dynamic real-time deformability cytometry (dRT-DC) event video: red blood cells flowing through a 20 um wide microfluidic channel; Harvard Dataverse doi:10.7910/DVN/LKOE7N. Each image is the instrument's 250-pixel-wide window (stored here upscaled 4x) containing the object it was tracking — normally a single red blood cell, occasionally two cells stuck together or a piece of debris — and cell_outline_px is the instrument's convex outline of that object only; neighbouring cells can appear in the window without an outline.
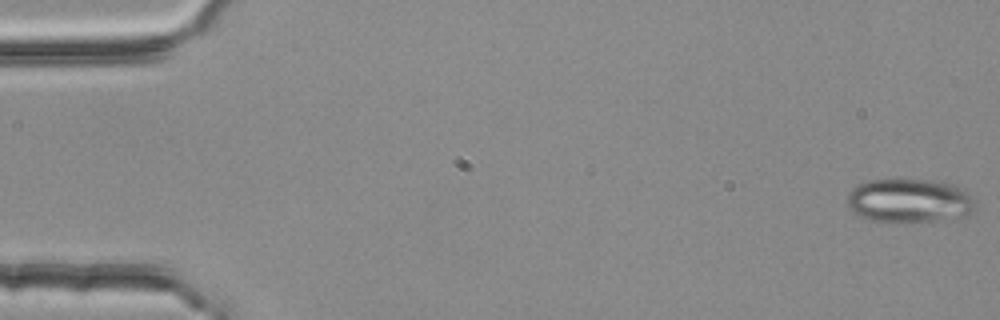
{"species": "common noctule bat (a hibernating species)", "species_latin": "Nyctalus noctula", "temperature_condition": "room temperature", "stored_images_in_passage": 5, "camera_frame_rate_fps": 3000, "um_per_image_px": 0.085, "animal": {"sex": "female", "body_mass_g": 25.1}, "frame": {"image": 1, "passage_image": 1, "time_ms": 0.0, "image_size_px": [1000, 320], "cell_outline_px": [[976, 208], [964, 216], [940, 220], [872, 220], [860, 216], [852, 212], [848, 208], [844, 200], [844, 196], [852, 188], [868, 180], [940, 180], [964, 188], [972, 196]], "centroid_in_image_um": [77.27, 17.02], "position_along_channel_um": 7.7, "area_um2": 32.66}}
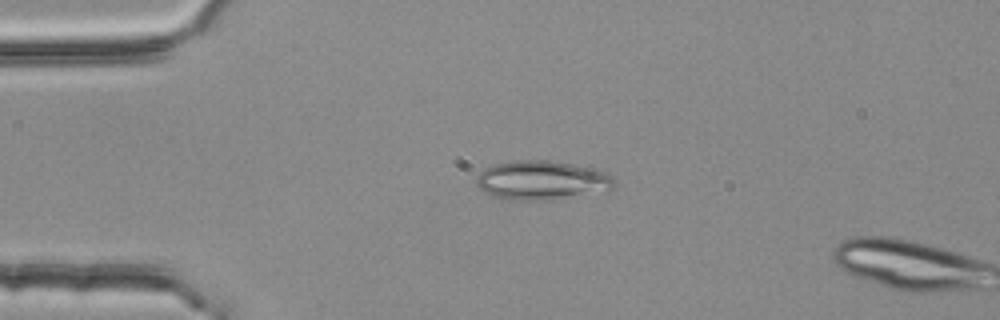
{"frame": {"image": 2, "passage_image": 4, "time_ms": 1.0, "image_size_px": [1000, 320], "cell_outline_px": [[616, 188], [612, 192], [552, 200], [512, 200], [492, 196], [484, 192], [476, 184], [476, 176], [484, 168], [496, 164], [512, 160], [548, 160], [572, 164], [592, 168], [604, 172], [612, 176], [616, 184]], "centroid_in_image_um": [46.13, 15.35], "position_along_channel_um": 38.9, "area_um2": 32.19}}